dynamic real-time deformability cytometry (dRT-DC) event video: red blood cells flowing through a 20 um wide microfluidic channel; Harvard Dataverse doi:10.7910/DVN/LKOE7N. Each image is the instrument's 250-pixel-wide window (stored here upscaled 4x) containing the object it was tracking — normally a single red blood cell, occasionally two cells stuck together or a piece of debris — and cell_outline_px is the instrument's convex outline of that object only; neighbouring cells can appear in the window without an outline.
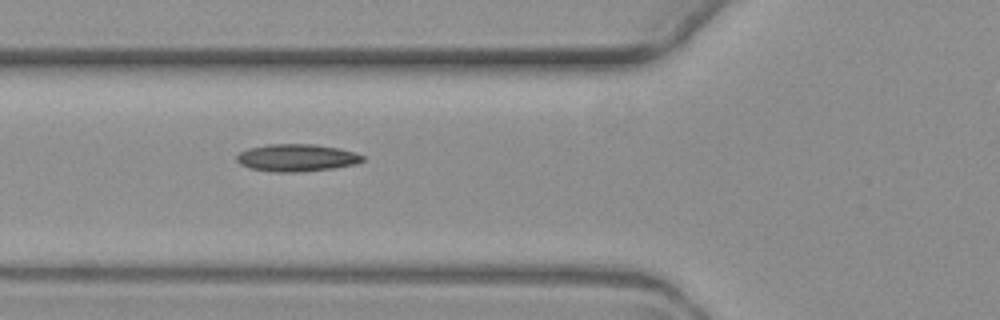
{"species": "common noctule bat (a hibernating species)", "species_latin": "Nyctalus noctula", "temperature_condition": "warm", "stored_images_in_passage": 6, "camera_frame_rate_fps": 3000, "um_per_image_px": 0.085, "animal": {"sex": "female", "body_mass_g": 19.3, "forearm_length_mm": 54.1}, "frame": {"image": 1, "passage_image": 2, "time_ms": 1.0, "image_size_px": [1000, 320], "cell_outline_px": [[364, 160], [356, 164], [332, 168], [300, 172], [272, 172], [252, 168], [240, 164], [236, 160], [236, 156], [240, 152], [248, 148], [268, 144], [316, 144], [340, 148], [364, 156]], "centroid_in_image_um": [25.21, 13.4], "position_along_channel_um": 100.6, "area_um2": 20.06}}
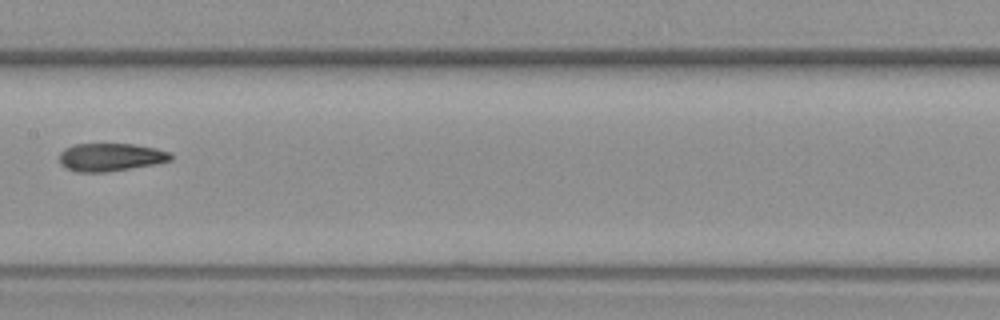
{"frame": {"image": 2, "passage_image": 4, "time_ms": 3.667, "image_size_px": [1000, 320], "cell_outline_px": [[172, 160], [156, 164], [104, 172], [76, 172], [60, 164], [60, 152], [64, 148], [76, 144], [132, 144], [156, 148], [168, 152], [172, 156]], "centroid_in_image_um": [9.39, 13.36], "position_along_channel_um": 198.0, "area_um2": 18.03}}
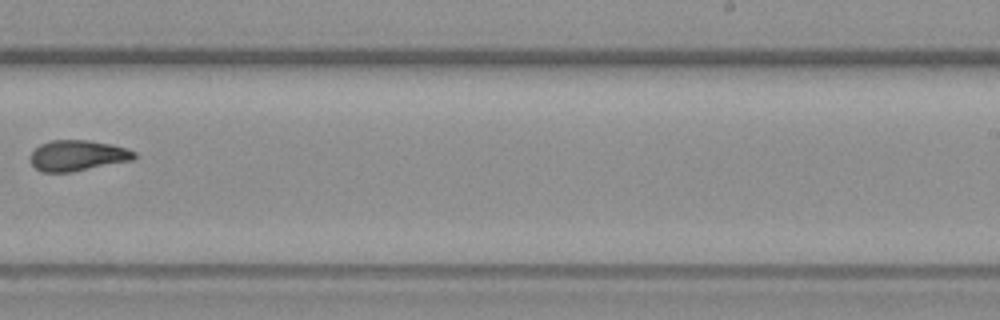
{"frame": {"image": 3, "passage_image": 6, "time_ms": 6.0, "image_size_px": [1000, 320], "cell_outline_px": [[136, 156], [132, 160], [72, 172], [44, 172], [36, 168], [32, 164], [28, 156], [40, 144], [52, 140], [88, 140], [112, 144], [128, 148], [136, 152]], "centroid_in_image_um": [6.6, 13.21], "position_along_channel_um": 282.4, "area_um2": 18.67}}